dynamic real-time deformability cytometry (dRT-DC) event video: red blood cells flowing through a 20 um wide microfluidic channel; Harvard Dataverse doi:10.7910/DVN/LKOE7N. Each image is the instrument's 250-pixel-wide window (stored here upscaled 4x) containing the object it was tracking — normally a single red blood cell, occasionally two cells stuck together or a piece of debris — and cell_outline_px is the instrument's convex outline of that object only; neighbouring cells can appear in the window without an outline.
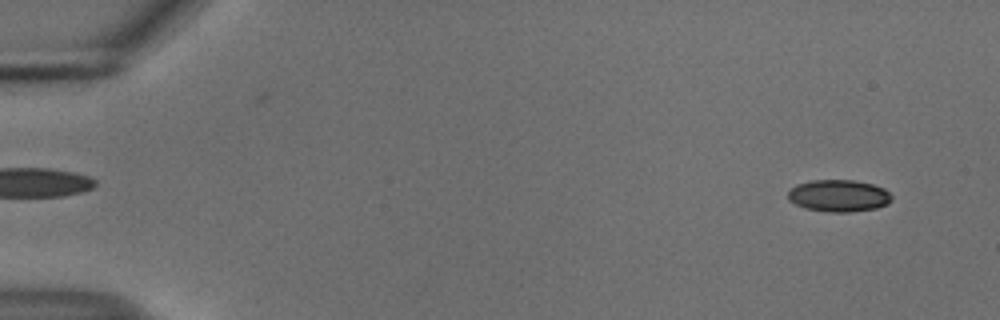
{"species": "common noctule bat (a hibernating species)", "species_latin": "Nyctalus noctula", "temperature_condition": "cold", "stored_images_in_passage": 55, "camera_frame_rate_fps": 3000, "um_per_image_px": 0.085, "animal": {"sex": "male", "body_mass_g": 18.8}, "frame": {"image": 1, "passage_image": 4, "time_ms": 1.0, "image_size_px": [1000, 320], "cell_outline_px": [[892, 200], [888, 204], [876, 208], [852, 212], [828, 212], [804, 208], [788, 200], [788, 192], [796, 184], [812, 180], [852, 180], [872, 184], [884, 188], [892, 196]], "centroid_in_image_um": [71.29, 16.64], "position_along_channel_um": 13.7, "area_um2": 19.42}}
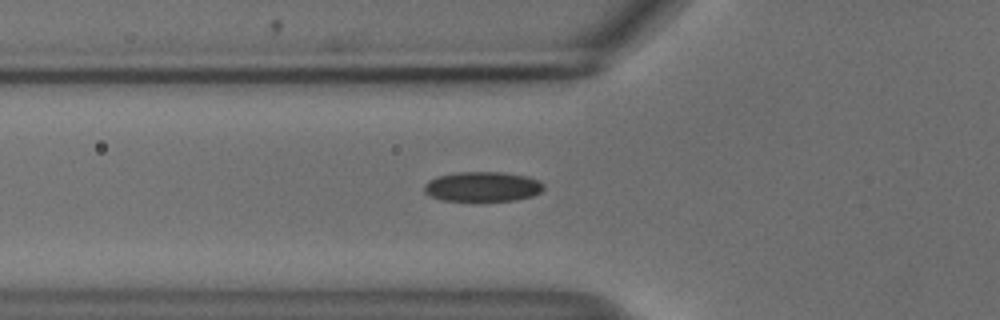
{"frame": {"image": 2, "passage_image": 20, "time_ms": 6.333, "image_size_px": [1000, 320], "cell_outline_px": [[544, 188], [540, 192], [532, 196], [516, 200], [440, 200], [428, 196], [424, 192], [424, 184], [428, 180], [436, 176], [456, 172], [500, 172], [528, 176], [544, 184]], "centroid_in_image_um": [40.97, 15.85], "position_along_channel_um": 84.8, "area_um2": 20.81}}
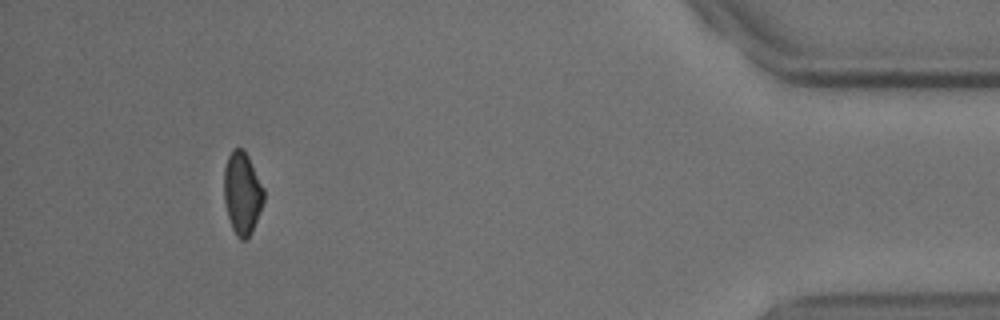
{"frame": {"image": 3, "passage_image": 51, "time_ms": 16.667, "image_size_px": [1000, 320], "cell_outline_px": [[264, 200], [252, 232], [244, 240], [240, 240], [236, 236], [232, 228], [228, 216], [224, 200], [224, 168], [228, 156], [232, 148], [244, 148], [264, 188]], "centroid_in_image_um": [20.58, 16.4], "position_along_channel_um": 414.6, "area_um2": 19.13}, "authors_computed_cell_mechanics": {"area_um2": 20.3456, "velocity_mm_per_s": 3.732, "shape_relaxation_time_tau1_ms": 5.0733, "shape_relaxation_time_tau2_ms": 8.3614, "deformation_change_tau1": 0.1116, "deformation_change_tau2": 0.1118}}